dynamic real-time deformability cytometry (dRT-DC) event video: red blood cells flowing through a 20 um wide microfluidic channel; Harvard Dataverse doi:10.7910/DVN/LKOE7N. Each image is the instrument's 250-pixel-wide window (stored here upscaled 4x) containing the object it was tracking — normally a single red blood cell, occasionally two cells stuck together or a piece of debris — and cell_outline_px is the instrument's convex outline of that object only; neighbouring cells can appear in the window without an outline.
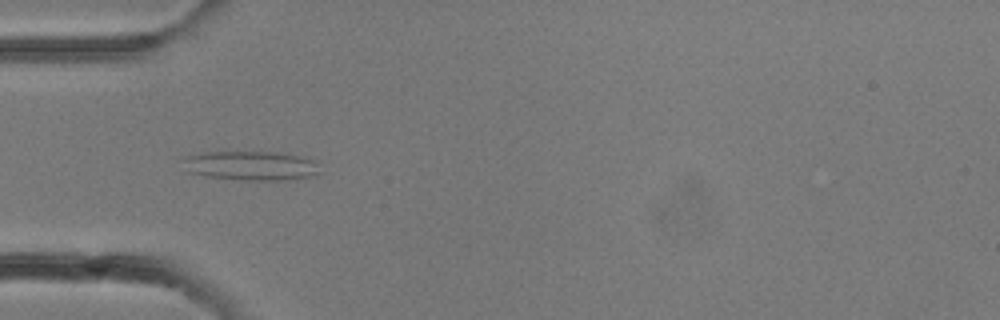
{"species": "common noctule bat (a hibernating species)", "species_latin": "Nyctalus noctula", "temperature_condition": "room temperature", "stored_images_in_passage": 30, "camera_frame_rate_fps": 3000, "um_per_image_px": 0.085, "animal": {"sex": "female"}, "frame": {"image": 1, "passage_image": 9, "time_ms": 2.667, "image_size_px": [1000, 320], "cell_outline_px": [[324, 172], [312, 176], [280, 180], [244, 180], [204, 176], [188, 172], [176, 160], [184, 156], [204, 152], [276, 152], [300, 156], [312, 160]], "centroid_in_image_um": [21.23, 14.08], "position_along_channel_um": 63.8, "area_um2": 23.76}}
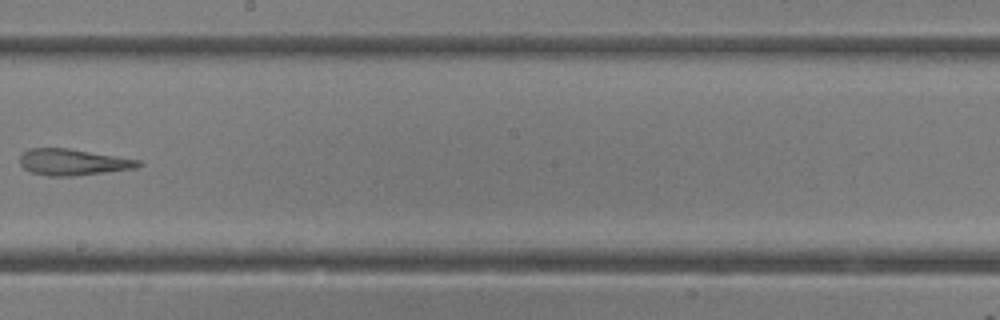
{"frame": {"image": 2, "passage_image": 17, "time_ms": 5.333, "image_size_px": [1000, 320], "cell_outline_px": [[144, 164], [136, 168], [72, 176], [48, 176], [32, 172], [24, 168], [20, 164], [20, 156], [28, 148], [68, 148], [140, 160]], "centroid_in_image_um": [6.2, 13.78], "position_along_channel_um": 242.0, "area_um2": 18.03}}
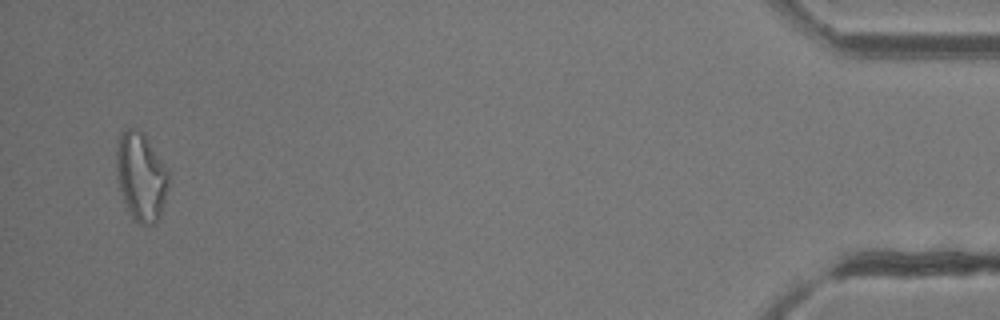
{"frame": {"image": 3, "passage_image": 29, "time_ms": 9.333, "image_size_px": [1000, 320], "cell_outline_px": [[168, 188], [160, 216], [156, 224], [140, 224], [132, 220], [124, 200], [120, 188], [116, 172], [116, 152], [120, 132], [128, 128], [132, 128], [144, 132], [168, 172]], "centroid_in_image_um": [11.98, 15.02], "position_along_channel_um": 423.2, "area_um2": 26.76}}